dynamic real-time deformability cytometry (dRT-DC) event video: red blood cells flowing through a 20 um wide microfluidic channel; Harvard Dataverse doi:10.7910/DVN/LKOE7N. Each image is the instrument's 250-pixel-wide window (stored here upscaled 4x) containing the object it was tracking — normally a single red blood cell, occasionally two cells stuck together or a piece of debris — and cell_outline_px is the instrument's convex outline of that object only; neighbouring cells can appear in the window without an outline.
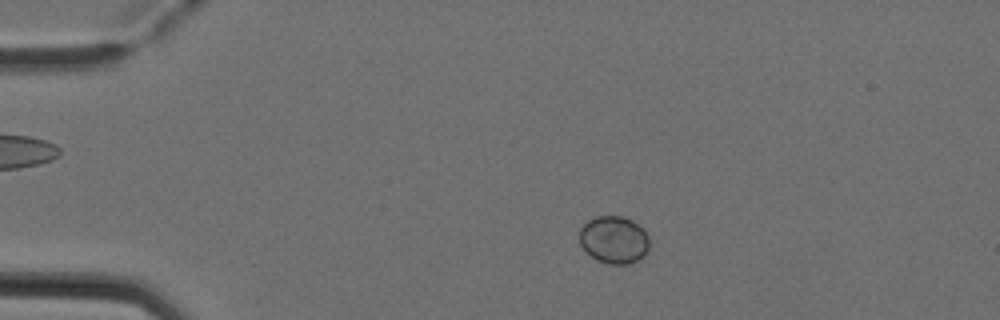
{"species": "Egyptian fruit bat (a non-hibernating species)", "species_latin": "Rousettus aegyptiacus", "temperature_condition": "cold", "stored_images_in_passage": 3, "camera_frame_rate_fps": 3000, "um_per_image_px": 0.085, "animal": {"sex": "female"}, "frame": {"image": 1, "passage_image": 1, "time_ms": 0.0, "image_size_px": [1000, 320], "cell_outline_px": [[648, 248], [644, 256], [628, 264], [608, 264], [596, 260], [580, 244], [580, 228], [588, 220], [596, 216], [620, 216], [632, 220], [648, 236]], "centroid_in_image_um": [52.16, 20.38], "position_along_channel_um": 32.8, "area_um2": 19.07}}
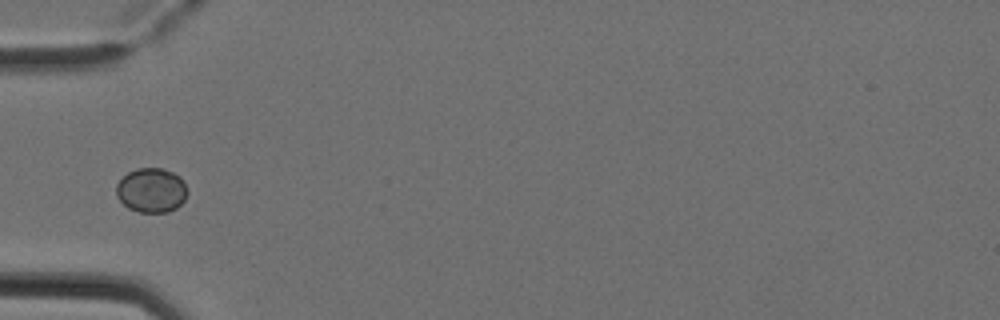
{"frame": {"image": 2, "passage_image": 3, "time_ms": 0.667, "image_size_px": [1000, 320], "cell_outline_px": [[188, 192], [184, 200], [176, 208], [168, 212], [140, 212], [128, 208], [116, 196], [116, 184], [128, 172], [136, 168], [164, 168], [180, 176], [184, 180]], "centroid_in_image_um": [12.88, 16.16], "position_along_channel_um": 72.1, "area_um2": 18.55}}